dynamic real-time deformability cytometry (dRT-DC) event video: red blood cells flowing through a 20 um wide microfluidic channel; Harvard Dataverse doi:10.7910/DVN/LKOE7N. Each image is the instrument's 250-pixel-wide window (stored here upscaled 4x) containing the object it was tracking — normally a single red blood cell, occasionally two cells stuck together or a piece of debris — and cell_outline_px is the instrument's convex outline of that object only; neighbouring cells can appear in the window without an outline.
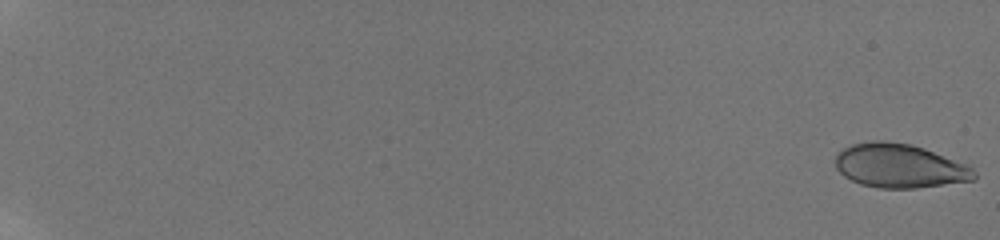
{"species": "human", "species_latin": "Homo sapiens", "temperature_condition": "room temperature", "stored_images_in_passage": 12, "camera_frame_rate_fps": 3000, "um_per_image_px": 0.085, "donor": {"sex": "male"}, "frame": {"image": 1, "passage_image": 1, "time_ms": 0.0, "image_size_px": [1000, 240], "cell_outline_px": [[976, 180], [916, 188], [880, 188], [860, 184], [844, 176], [836, 168], [836, 152], [852, 144], [872, 140], [884, 140], [912, 144], [924, 148], [968, 164], [976, 172]], "centroid_in_image_um": [76.48, 14.09], "position_along_channel_um": 8.5, "area_um2": 35.84}}